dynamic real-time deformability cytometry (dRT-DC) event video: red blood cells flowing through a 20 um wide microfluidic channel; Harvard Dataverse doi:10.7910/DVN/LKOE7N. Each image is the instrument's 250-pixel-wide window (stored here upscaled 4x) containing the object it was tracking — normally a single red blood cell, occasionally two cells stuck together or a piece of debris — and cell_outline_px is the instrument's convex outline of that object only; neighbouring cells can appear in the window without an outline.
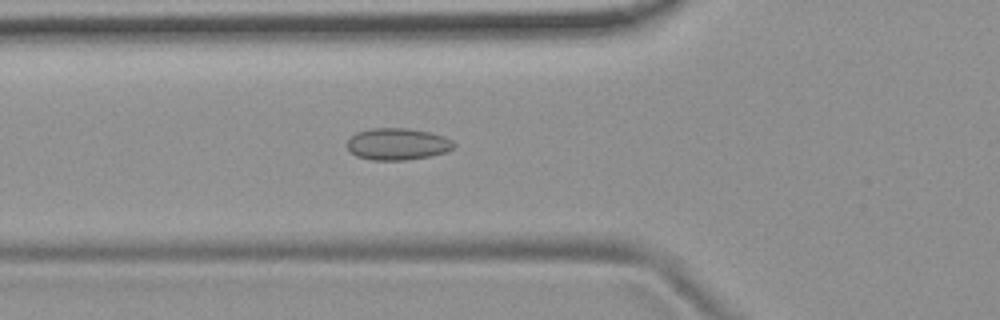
{"species": "common noctule bat (a hibernating species)", "species_latin": "Nyctalus noctula", "temperature_condition": "room temperature", "stored_images_in_passage": 37, "camera_frame_rate_fps": 3000, "um_per_image_px": 0.085, "animal": {"sex": "female", "body_mass_g": 19.9}, "frame": {"image": 1, "passage_image": 2, "time_ms": 0.333, "image_size_px": [1000, 320], "cell_outline_px": [[456, 144], [452, 148], [444, 152], [432, 156], [404, 160], [372, 160], [356, 156], [348, 148], [348, 140], [356, 132], [372, 128], [408, 128], [428, 132], [444, 136], [452, 140]], "centroid_in_image_um": [33.79, 12.24], "position_along_channel_um": 92.0, "area_um2": 19.71}}
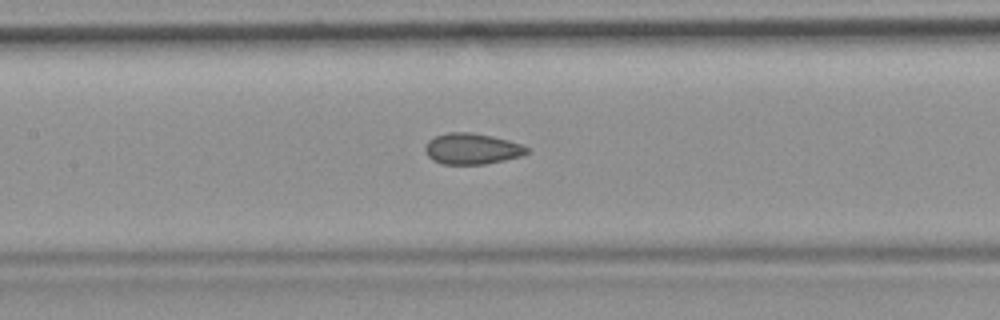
{"frame": {"image": 2, "passage_image": 8, "time_ms": 2.333, "image_size_px": [1000, 320], "cell_outline_px": [[528, 152], [524, 156], [484, 164], [444, 164], [432, 160], [428, 156], [424, 148], [428, 140], [436, 136], [448, 132], [468, 132], [492, 136], [524, 144], [528, 148]], "centroid_in_image_um": [40.14, 12.64], "position_along_channel_um": 167.3, "area_um2": 18.44}}
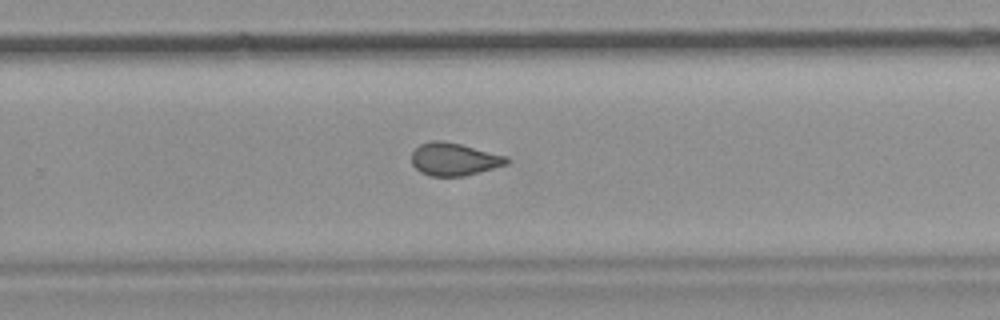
{"frame": {"image": 3, "passage_image": 18, "time_ms": 5.667, "image_size_px": [1000, 320], "cell_outline_px": [[508, 164], [464, 176], [432, 176], [420, 172], [412, 164], [412, 152], [420, 144], [432, 140], [444, 140], [508, 156]], "centroid_in_image_um": [38.59, 13.52], "position_along_channel_um": 291.2, "area_um2": 18.09}}